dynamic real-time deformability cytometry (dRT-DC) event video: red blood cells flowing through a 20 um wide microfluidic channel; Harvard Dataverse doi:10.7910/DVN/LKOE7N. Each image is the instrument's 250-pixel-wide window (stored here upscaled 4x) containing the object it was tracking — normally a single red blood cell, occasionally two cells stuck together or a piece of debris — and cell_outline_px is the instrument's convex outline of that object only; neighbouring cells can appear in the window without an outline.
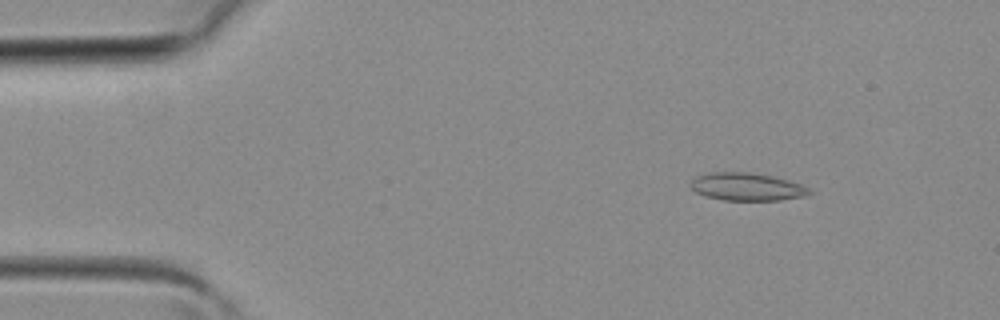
{"species": "common noctule bat (a hibernating species)", "species_latin": "Nyctalus noctula", "temperature_condition": "room temperature", "stored_images_in_passage": 38, "camera_frame_rate_fps": 3000, "um_per_image_px": 0.085, "animal": {"sex": "female", "body_mass_g": 19.3, "forearm_length_mm": 54.1}, "frame": {"image": 1, "passage_image": 5, "time_ms": 1.333, "image_size_px": [1000, 320], "cell_outline_px": [[812, 192], [804, 196], [780, 200], [724, 200], [704, 196], [696, 192], [688, 184], [696, 176], [712, 172], [748, 172], [772, 176], [788, 180], [800, 184], [808, 188]], "centroid_in_image_um": [63.45, 15.87], "position_along_channel_um": 21.6, "area_um2": 19.13}}
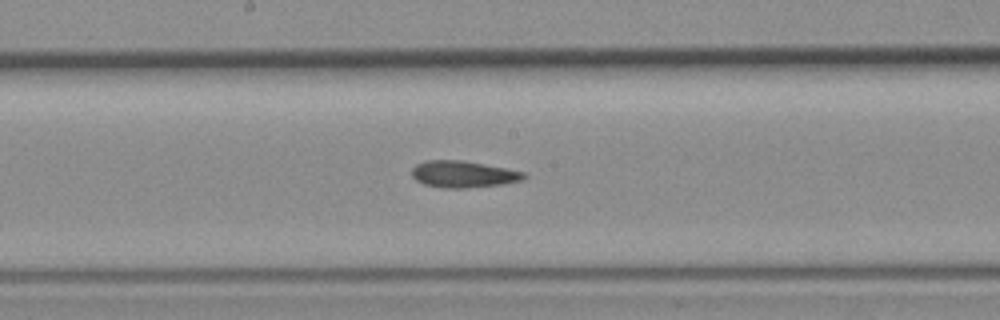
{"frame": {"image": 2, "passage_image": 20, "time_ms": 6.333, "image_size_px": [1000, 320], "cell_outline_px": [[528, 176], [524, 180], [504, 184], [464, 188], [444, 188], [424, 184], [416, 180], [412, 176], [412, 168], [416, 164], [424, 160], [460, 160], [484, 164], [524, 172]], "centroid_in_image_um": [39.38, 14.81], "position_along_channel_um": 208.8, "area_um2": 17.46}}
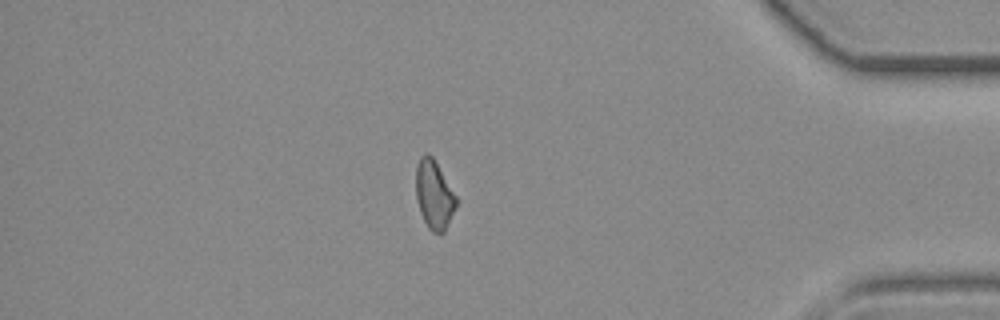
{"frame": {"image": 3, "passage_image": 33, "time_ms": 10.667, "image_size_px": [1000, 320], "cell_outline_px": [[456, 208], [444, 232], [432, 232], [428, 228], [420, 212], [416, 200], [416, 168], [420, 156], [424, 152], [428, 152], [432, 156], [456, 196]], "centroid_in_image_um": [36.88, 16.54], "position_along_channel_um": 398.3, "area_um2": 16.01}}